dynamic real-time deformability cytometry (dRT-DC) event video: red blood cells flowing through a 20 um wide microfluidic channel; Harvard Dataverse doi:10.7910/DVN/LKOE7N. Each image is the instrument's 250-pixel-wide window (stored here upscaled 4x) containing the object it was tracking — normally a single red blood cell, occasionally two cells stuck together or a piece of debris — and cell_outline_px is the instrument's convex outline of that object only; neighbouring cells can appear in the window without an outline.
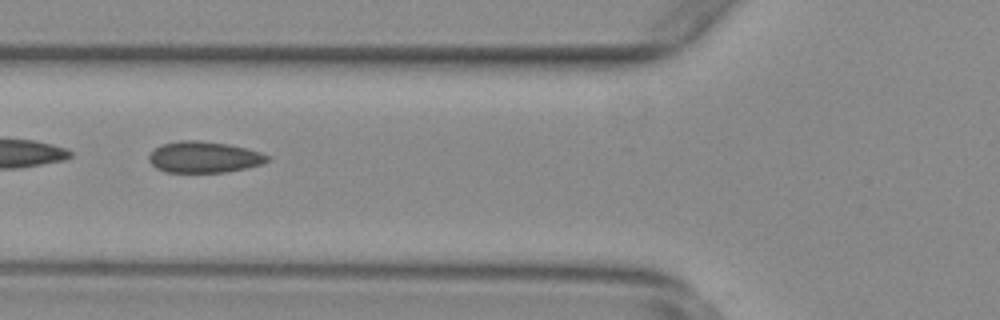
{"species": "common noctule bat (a hibernating species)", "species_latin": "Nyctalus noctula", "temperature_condition": "warm", "stored_images_in_passage": 39, "camera_frame_rate_fps": 3000, "um_per_image_px": 0.085, "animal": {"sex": "female", "body_mass_g": 29.2, "forearm_length_mm": 56.3}, "frame": {"image": 1, "passage_image": 6, "time_ms": 1.667, "image_size_px": [1000, 320], "cell_outline_px": [[268, 160], [260, 164], [244, 168], [224, 172], [164, 172], [156, 168], [148, 160], [148, 156], [156, 148], [164, 144], [180, 140], [196, 140], [228, 144], [260, 152], [268, 156]], "centroid_in_image_um": [17.29, 13.35], "position_along_channel_um": 108.5, "area_um2": 21.21}, "authors_computed_cell_mechanics": {"area_um2": 21.5594, "velocity_mm_per_s": 3.7683, "shape_relaxation_time_tau1_ms": null, "shape_relaxation_time_tau2_ms": 1.4737, "deformation_change_tau1": null, "deformation_change_tau2": 0.0682}}